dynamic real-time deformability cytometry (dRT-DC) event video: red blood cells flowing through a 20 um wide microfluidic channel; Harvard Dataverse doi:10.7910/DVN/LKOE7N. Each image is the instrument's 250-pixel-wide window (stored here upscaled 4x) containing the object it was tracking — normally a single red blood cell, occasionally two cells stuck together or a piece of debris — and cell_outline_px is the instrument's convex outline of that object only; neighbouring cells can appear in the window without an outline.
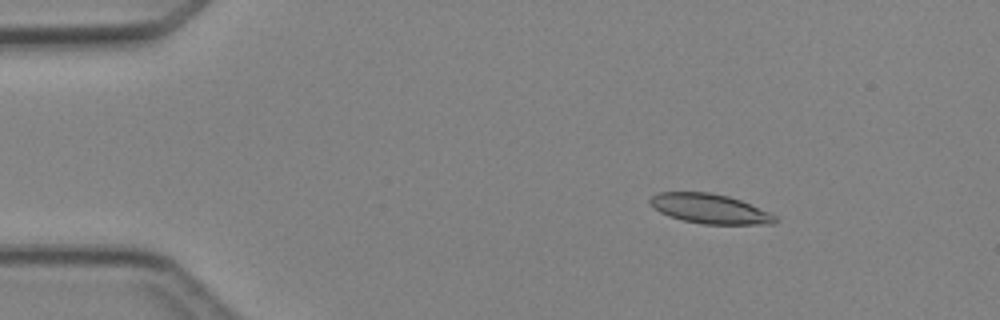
{"species": "Egyptian fruit bat (a non-hibernating species)", "species_latin": "Rousettus aegyptiacus", "temperature_condition": "cold", "stored_images_in_passage": 5, "camera_frame_rate_fps": 3000, "um_per_image_px": 0.085, "animal": {"sex": "female"}, "frame": {"image": 1, "passage_image": 3, "time_ms": 2.333, "image_size_px": [1000, 320], "cell_outline_px": [[776, 220], [772, 224], [704, 224], [684, 220], [668, 216], [652, 208], [648, 200], [652, 196], [660, 192], [708, 192], [728, 196], [740, 200], [768, 212], [776, 216]], "centroid_in_image_um": [60.28, 17.74], "position_along_channel_um": 24.7, "area_um2": 21.39}}
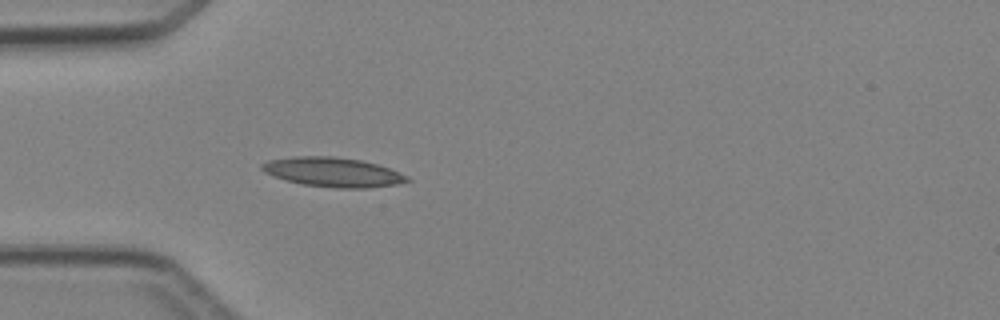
{"frame": {"image": 2, "passage_image": 5, "time_ms": 4.667, "image_size_px": [1000, 320], "cell_outline_px": [[412, 180], [396, 184], [368, 188], [336, 188], [304, 184], [288, 180], [264, 172], [260, 168], [260, 164], [268, 160], [292, 156], [332, 156], [360, 160], [376, 164], [388, 168], [408, 176]], "centroid_in_image_um": [28.29, 14.62], "position_along_channel_um": 56.7, "area_um2": 24.68}}